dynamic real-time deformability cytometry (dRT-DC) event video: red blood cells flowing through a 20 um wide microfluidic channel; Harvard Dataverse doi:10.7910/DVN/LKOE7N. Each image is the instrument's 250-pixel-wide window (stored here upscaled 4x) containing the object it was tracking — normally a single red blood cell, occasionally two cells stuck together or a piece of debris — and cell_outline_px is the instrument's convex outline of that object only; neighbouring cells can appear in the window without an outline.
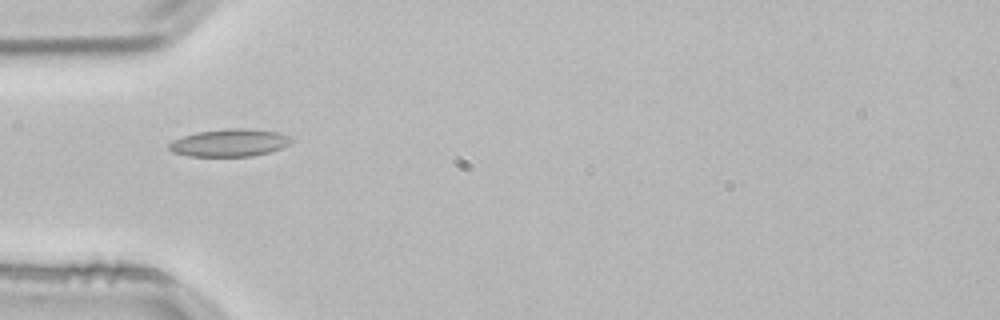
{"species": "common noctule bat (a hibernating species)", "species_latin": "Nyctalus noctula", "temperature_condition": "room temperature", "stored_images_in_passage": 1, "camera_frame_rate_fps": 3000, "um_per_image_px": 0.085, "animal": {"sex": "male", "body_mass_g": 21.5, "forearm_length_mm": 52.0}, "frame": {"image": 1, "passage_image": 1, "time_ms": 0.0, "image_size_px": [1000, 320], "cell_outline_px": [[292, 140], [288, 144], [280, 148], [268, 152], [252, 156], [188, 156], [172, 152], [168, 148], [168, 144], [172, 140], [196, 132], [228, 128], [244, 128], [276, 132], [288, 136]], "centroid_in_image_um": [19.45, 12.13], "position_along_channel_um": 65.6, "area_um2": 19.42}}